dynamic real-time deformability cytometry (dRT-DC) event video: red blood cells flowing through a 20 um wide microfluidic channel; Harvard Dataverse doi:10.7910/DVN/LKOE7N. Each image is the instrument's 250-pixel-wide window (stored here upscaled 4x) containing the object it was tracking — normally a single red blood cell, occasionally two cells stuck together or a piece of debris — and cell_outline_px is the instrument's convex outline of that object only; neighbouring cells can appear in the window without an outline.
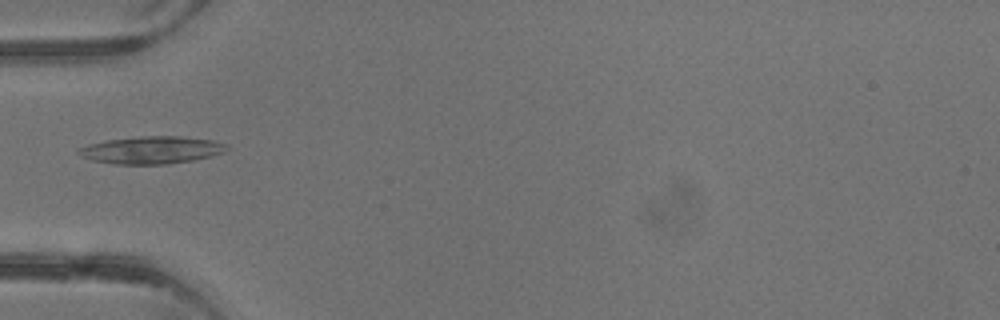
{"species": "common noctule bat (a hibernating species)", "species_latin": "Nyctalus noctula", "temperature_condition": "warm", "stored_images_in_passage": 3, "camera_frame_rate_fps": 3000, "um_per_image_px": 0.085, "animal": {"sex": "male", "body_mass_g": 13.3}, "frame": {"image": 1, "passage_image": 3, "time_ms": 3.333, "image_size_px": [1000, 320], "cell_outline_px": [[228, 148], [224, 152], [212, 156], [192, 160], [168, 164], [112, 164], [92, 160], [80, 156], [76, 152], [80, 148], [88, 144], [108, 140], [140, 136], [176, 136], [212, 140], [224, 144]], "centroid_in_image_um": [12.85, 12.76], "position_along_channel_um": 72.2, "area_um2": 23.52}}